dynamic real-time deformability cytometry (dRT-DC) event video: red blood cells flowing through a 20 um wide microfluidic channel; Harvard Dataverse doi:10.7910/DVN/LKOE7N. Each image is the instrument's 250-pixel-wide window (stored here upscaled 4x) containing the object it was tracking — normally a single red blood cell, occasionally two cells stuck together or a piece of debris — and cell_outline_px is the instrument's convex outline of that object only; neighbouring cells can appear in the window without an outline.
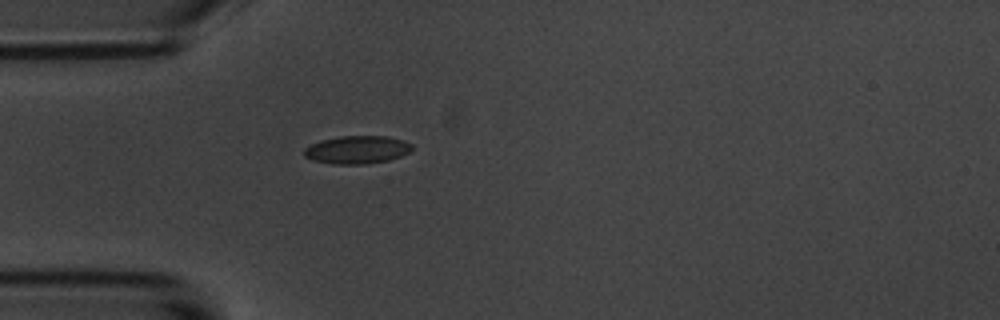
{"species": "common noctule bat (a hibernating species)", "species_latin": "Nyctalus noctula", "temperature_condition": "room temperature", "stored_images_in_passage": 41, "camera_frame_rate_fps": 3000, "um_per_image_px": 0.085, "animal": {"sex": "male", "body_mass_g": 20.1, "forearm_length_mm": 53.5}, "frame": {"image": 1, "passage_image": 1, "time_ms": 0.0, "image_size_px": [1000, 320], "cell_outline_px": [[412, 148], [408, 152], [400, 156], [388, 160], [364, 164], [332, 164], [312, 160], [304, 156], [304, 148], [312, 144], [324, 140], [340, 136], [388, 136], [404, 140], [412, 144]], "centroid_in_image_um": [30.35, 12.73], "position_along_channel_um": 54.6, "area_um2": 17.46}}
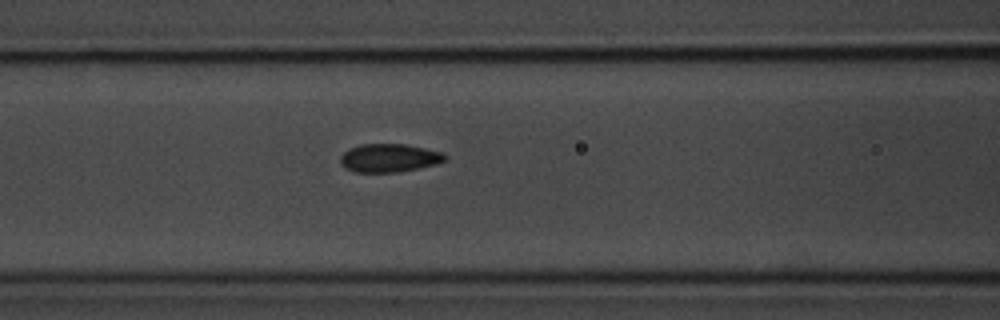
{"frame": {"image": 2, "passage_image": 8, "time_ms": 2.333, "image_size_px": [1000, 320], "cell_outline_px": [[448, 160], [436, 164], [396, 172], [352, 172], [344, 168], [340, 164], [340, 156], [348, 148], [360, 144], [404, 144], [424, 148], [440, 152], [448, 156]], "centroid_in_image_um": [33.04, 13.42], "position_along_channel_um": 133.6, "area_um2": 17.34}}
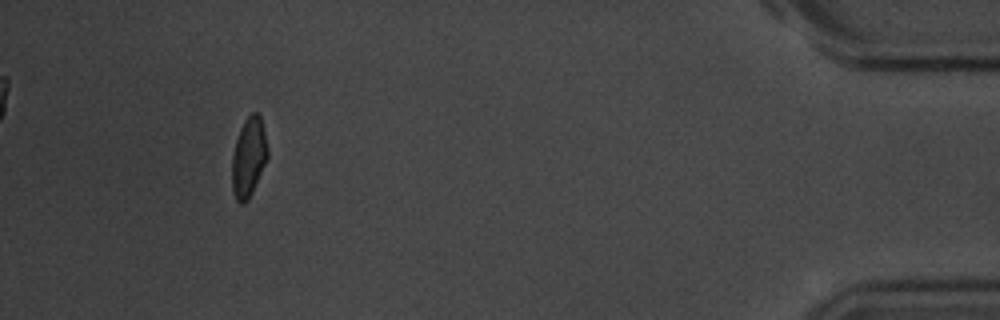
{"frame": {"image": 3, "passage_image": 37, "time_ms": 12.0, "image_size_px": [1000, 320], "cell_outline_px": [[268, 156], [252, 192], [248, 200], [244, 204], [240, 204], [236, 200], [232, 192], [232, 156], [236, 140], [240, 128], [244, 120], [252, 112], [256, 112], [260, 116], [268, 148]], "centroid_in_image_um": [21.12, 13.38], "position_along_channel_um": 414.1, "area_um2": 16.42}, "authors_computed_cell_mechanics": {"area_um2": 17.1088, "velocity_mm_per_s": 3.5853, "shape_relaxation_time_tau1_ms": 3.4275, "shape_relaxation_time_tau2_ms": 0.9535, "deformation_change_tau1": 0.109, "deformation_change_tau2": 0.0618}}